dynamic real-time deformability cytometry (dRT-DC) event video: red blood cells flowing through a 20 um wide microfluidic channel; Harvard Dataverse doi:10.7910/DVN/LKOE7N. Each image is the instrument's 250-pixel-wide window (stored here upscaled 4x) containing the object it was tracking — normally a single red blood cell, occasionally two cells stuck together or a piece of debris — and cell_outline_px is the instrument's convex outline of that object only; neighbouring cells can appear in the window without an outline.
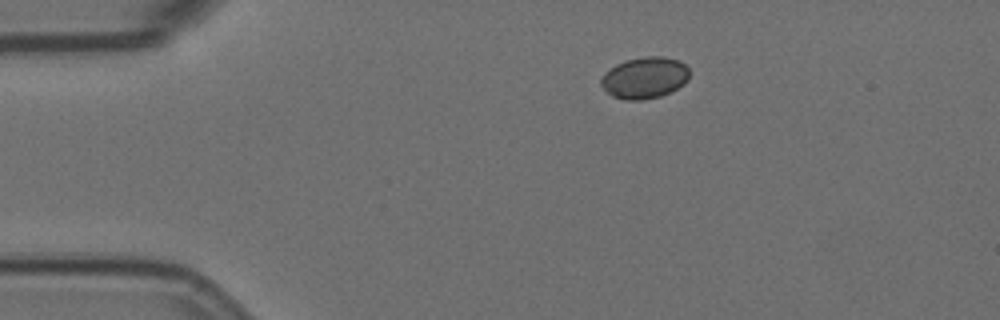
{"species": "Egyptian fruit bat (a non-hibernating species)", "species_latin": "Rousettus aegyptiacus", "temperature_condition": "room temperature", "stored_images_in_passage": 3, "camera_frame_rate_fps": 3000, "um_per_image_px": 0.085, "animal": {"sex": "female"}, "frame": {"image": 1, "passage_image": 1, "time_ms": 0.0, "image_size_px": [1000, 320], "cell_outline_px": [[688, 80], [684, 84], [660, 96], [640, 100], [628, 100], [612, 96], [600, 84], [600, 80], [604, 72], [616, 64], [628, 60], [644, 56], [664, 56], [680, 60], [688, 68]], "centroid_in_image_um": [54.79, 6.59], "position_along_channel_um": 30.2, "area_um2": 21.27}}
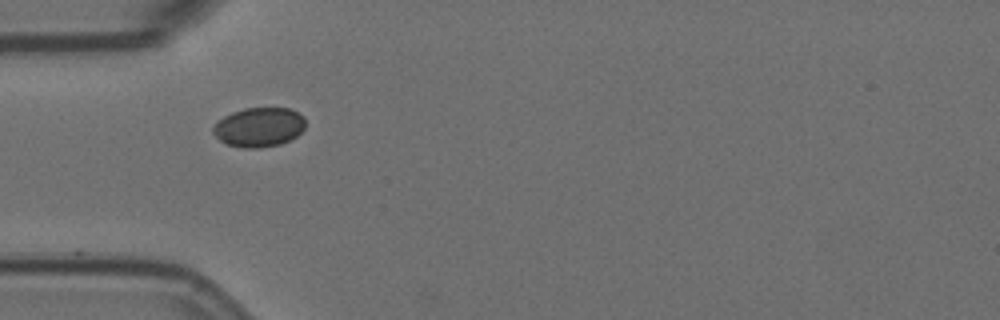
{"frame": {"image": 2, "passage_image": 3, "time_ms": 0.667, "image_size_px": [1000, 320], "cell_outline_px": [[304, 128], [296, 136], [280, 144], [256, 148], [244, 148], [228, 144], [220, 140], [212, 132], [212, 128], [224, 116], [232, 112], [244, 108], [288, 108], [304, 116]], "centroid_in_image_um": [22.01, 10.8], "position_along_channel_um": 63.0, "area_um2": 20.92}}